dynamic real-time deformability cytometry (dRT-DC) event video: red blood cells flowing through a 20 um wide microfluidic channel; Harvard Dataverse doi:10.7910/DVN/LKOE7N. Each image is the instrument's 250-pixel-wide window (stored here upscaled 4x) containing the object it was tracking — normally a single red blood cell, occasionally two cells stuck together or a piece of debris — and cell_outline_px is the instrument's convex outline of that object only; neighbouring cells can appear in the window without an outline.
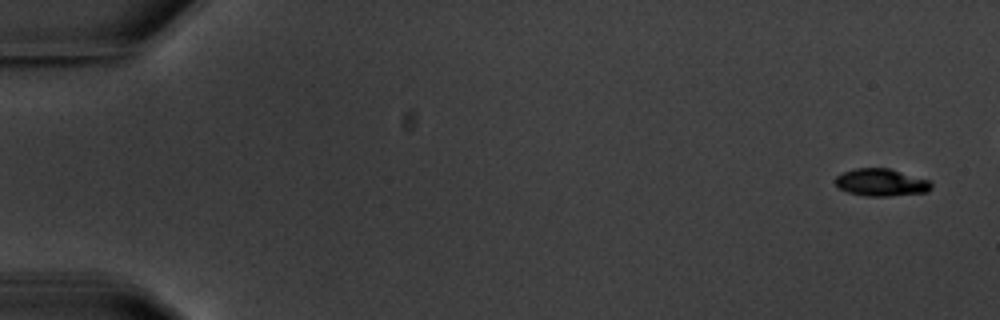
{"species": "common noctule bat (a hibernating species)", "species_latin": "Nyctalus noctula", "temperature_condition": "warm", "stored_images_in_passage": 8, "camera_frame_rate_fps": 3000, "um_per_image_px": 0.085, "animal": {"sex": "male", "body_mass_g": 20.1, "forearm_length_mm": 53.5}, "frame": {"image": 1, "passage_image": 1, "time_ms": 0.0, "image_size_px": [1000, 320], "cell_outline_px": [[932, 188], [928, 192], [888, 196], [864, 196], [848, 192], [840, 188], [832, 180], [836, 176], [844, 172], [856, 168], [888, 168], [928, 180], [932, 184]], "centroid_in_image_um": [74.88, 15.51], "position_along_channel_um": 10.1, "area_um2": 15.26}}